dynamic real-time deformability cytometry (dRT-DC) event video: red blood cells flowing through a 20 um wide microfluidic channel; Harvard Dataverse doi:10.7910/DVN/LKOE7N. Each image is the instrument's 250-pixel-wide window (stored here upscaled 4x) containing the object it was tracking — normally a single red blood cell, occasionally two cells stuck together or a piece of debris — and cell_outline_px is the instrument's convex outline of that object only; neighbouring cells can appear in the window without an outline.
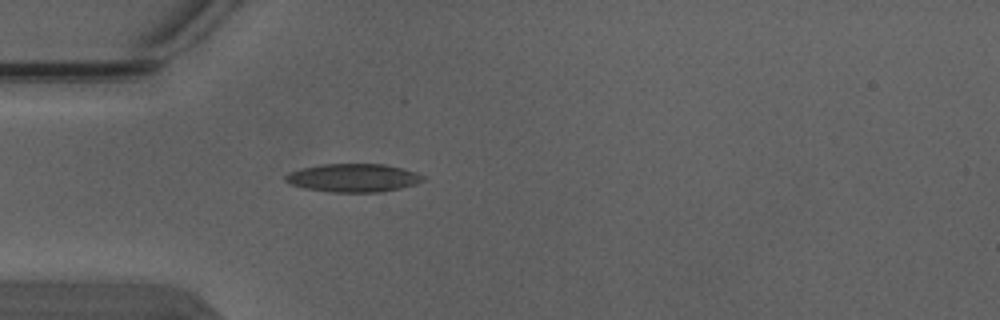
{"species": "Egyptian fruit bat (a non-hibernating species)", "species_latin": "Rousettus aegyptiacus", "temperature_condition": "warm", "stored_images_in_passage": 3, "camera_frame_rate_fps": 3000, "um_per_image_px": 0.085, "animal": {"sex": "male"}, "frame": {"image": 1, "passage_image": 3, "time_ms": 0.667, "image_size_px": [1000, 320], "cell_outline_px": [[424, 180], [416, 184], [400, 188], [380, 192], [332, 192], [304, 188], [292, 184], [284, 180], [284, 176], [288, 172], [300, 168], [320, 164], [384, 164], [416, 172], [424, 176]], "centroid_in_image_um": [30.0, 15.11], "position_along_channel_um": 55.0, "area_um2": 22.66}}